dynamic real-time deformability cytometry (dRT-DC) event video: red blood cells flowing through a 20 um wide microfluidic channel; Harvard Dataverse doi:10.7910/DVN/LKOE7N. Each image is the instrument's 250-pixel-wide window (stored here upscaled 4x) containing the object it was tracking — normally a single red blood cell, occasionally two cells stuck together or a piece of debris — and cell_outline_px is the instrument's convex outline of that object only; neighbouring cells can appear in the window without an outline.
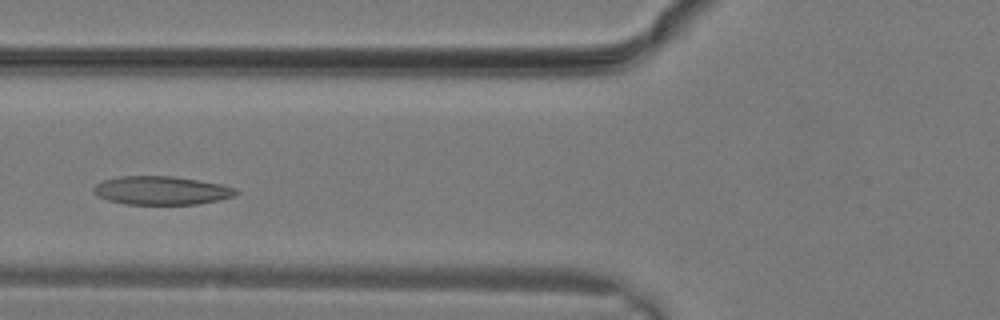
{"species": "common noctule bat (a hibernating species)", "species_latin": "Nyctalus noctula", "temperature_condition": "warm", "stored_images_in_passage": 10, "camera_frame_rate_fps": 3000, "um_per_image_px": 0.085, "animal": {"sex": "male", "body_mass_g": 19.2, "forearm_length_mm": 51.8}, "frame": {"image": 1, "passage_image": 7, "time_ms": 2.0, "image_size_px": [1000, 320], "cell_outline_px": [[240, 192], [232, 196], [216, 200], [196, 204], [124, 204], [108, 200], [92, 192], [92, 188], [96, 184], [104, 180], [120, 176], [172, 176], [220, 184], [236, 188]], "centroid_in_image_um": [13.69, 16.19], "position_along_channel_um": 112.1, "area_um2": 23.41}}
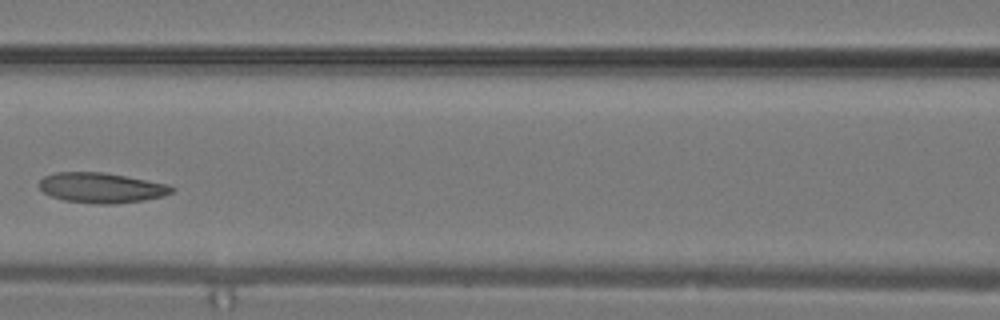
{"frame": {"image": 2, "passage_image": 9, "time_ms": 2.667, "image_size_px": [1000, 320], "cell_outline_px": [[176, 188], [172, 192], [164, 196], [144, 200], [112, 204], [96, 204], [64, 200], [52, 196], [44, 192], [36, 184], [44, 176], [56, 172], [104, 172], [168, 184]], "centroid_in_image_um": [8.61, 15.96], "position_along_channel_um": 158.0, "area_um2": 23.35}}